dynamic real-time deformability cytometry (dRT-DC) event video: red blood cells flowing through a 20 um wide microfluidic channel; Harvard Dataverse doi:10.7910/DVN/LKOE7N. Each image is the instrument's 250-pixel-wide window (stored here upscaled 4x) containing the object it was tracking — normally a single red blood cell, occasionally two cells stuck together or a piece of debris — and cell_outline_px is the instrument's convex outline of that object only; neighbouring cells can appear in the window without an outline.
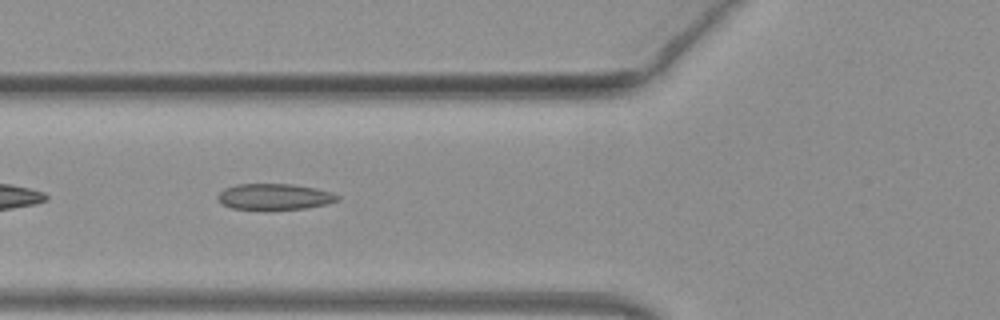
{"species": "common noctule bat (a hibernating species)", "species_latin": "Nyctalus noctula", "temperature_condition": "warm", "stored_images_in_passage": 30, "camera_frame_rate_fps": 3000, "um_per_image_px": 0.085, "animal": {"sex": "female", "body_mass_g": 19.3, "forearm_length_mm": 54.1}, "frame": {"image": 1, "passage_image": 9, "time_ms": 2.667, "image_size_px": [1000, 320], "cell_outline_px": [[340, 200], [328, 204], [304, 208], [232, 208], [220, 204], [216, 196], [224, 188], [236, 184], [292, 184], [316, 188], [332, 192], [340, 196]], "centroid_in_image_um": [23.34, 16.69], "position_along_channel_um": 102.5, "area_um2": 17.98}}
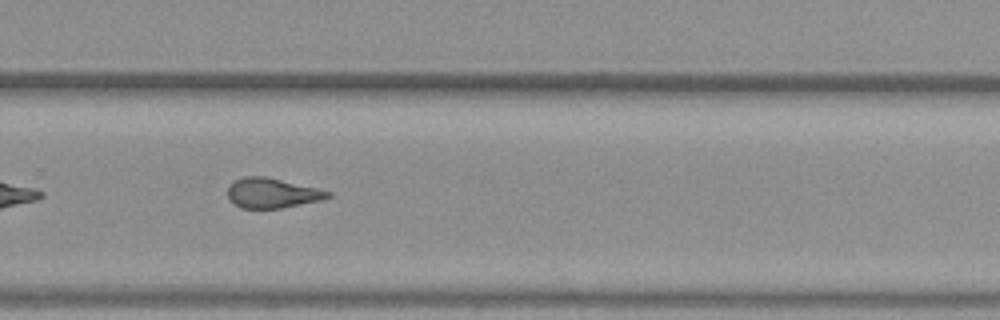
{"frame": {"image": 2, "passage_image": 24, "time_ms": 7.667, "image_size_px": [1000, 320], "cell_outline_px": [[332, 196], [324, 200], [280, 208], [240, 208], [228, 200], [228, 188], [236, 180], [244, 176], [264, 176], [316, 188], [332, 192]], "centroid_in_image_um": [23.14, 16.42], "position_along_channel_um": 306.7, "area_um2": 17.4}, "authors_computed_cell_mechanics": {"area_um2": 17.5134, "velocity_mm_per_s": 4.0869, "shape_relaxation_time_tau1_ms": null, "shape_relaxation_time_tau2_ms": 2.3214, "deformation_change_tau1": null, "deformation_change_tau2": 0.1177}}